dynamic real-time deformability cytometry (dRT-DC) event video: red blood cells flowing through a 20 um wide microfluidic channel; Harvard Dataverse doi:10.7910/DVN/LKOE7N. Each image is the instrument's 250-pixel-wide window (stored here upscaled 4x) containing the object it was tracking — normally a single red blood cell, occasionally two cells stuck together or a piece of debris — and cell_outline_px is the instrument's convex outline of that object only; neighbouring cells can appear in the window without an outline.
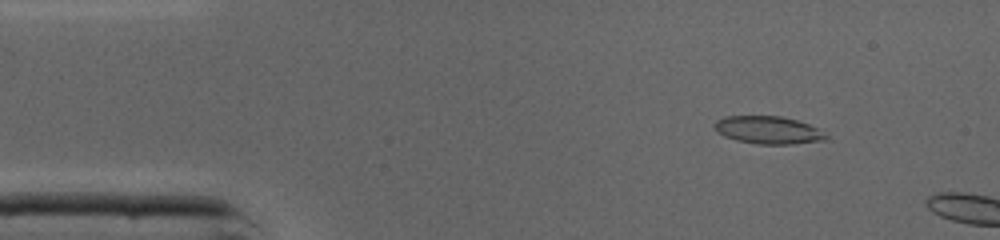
{"species": "common noctule bat (a hibernating species)", "species_latin": "Nyctalus noctula", "temperature_condition": "cold", "stored_images_in_passage": 8, "camera_frame_rate_fps": 3000, "um_per_image_px": 0.085, "animal": {"sex": "male", "body_mass_g": 19.0, "forearm_length_mm": 50.8}, "frame": {"image": 1, "passage_image": 5, "time_ms": 1.333, "image_size_px": [1000, 240], "cell_outline_px": [[828, 140], [792, 144], [756, 144], [736, 140], [724, 136], [712, 124], [716, 120], [724, 116], [780, 116], [796, 120], [808, 124], [816, 128], [828, 136]], "centroid_in_image_um": [65.29, 11.06], "position_along_channel_um": 19.7, "area_um2": 17.92}}